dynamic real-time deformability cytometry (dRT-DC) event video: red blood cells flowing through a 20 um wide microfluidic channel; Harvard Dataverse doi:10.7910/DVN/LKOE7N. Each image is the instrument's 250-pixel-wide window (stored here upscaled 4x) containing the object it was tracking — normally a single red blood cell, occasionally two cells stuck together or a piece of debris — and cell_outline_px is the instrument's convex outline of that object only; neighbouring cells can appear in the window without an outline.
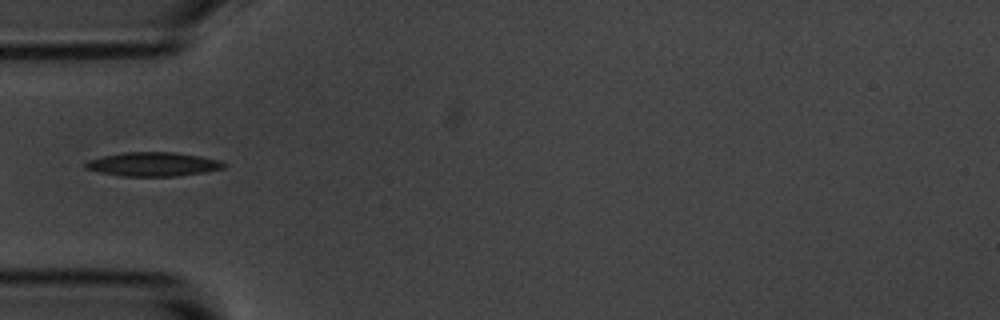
{"species": "common noctule bat (a hibernating species)", "species_latin": "Nyctalus noctula", "temperature_condition": "room temperature", "stored_images_in_passage": 8, "camera_frame_rate_fps": 3000, "um_per_image_px": 0.085, "animal": {"sex": "male", "body_mass_g": 20.1, "forearm_length_mm": 53.5}, "frame": {"image": 1, "passage_image": 5, "time_ms": 4.667, "image_size_px": [1000, 320], "cell_outline_px": [[228, 164], [224, 168], [204, 172], [176, 176], [120, 176], [100, 172], [84, 168], [84, 164], [88, 160], [104, 156], [124, 152], [172, 152], [200, 156], [220, 160]], "centroid_in_image_um": [13.02, 13.96], "position_along_channel_um": 72.0, "area_um2": 19.31}}
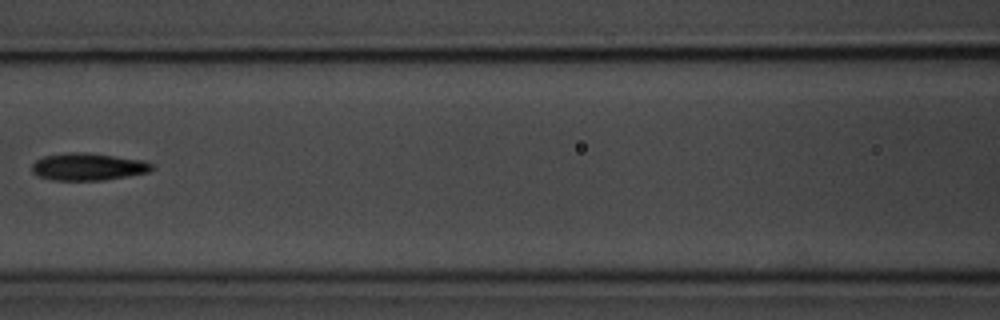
{"frame": {"image": 2, "passage_image": 7, "time_ms": 7.0, "image_size_px": [1000, 320], "cell_outline_px": [[156, 168], [148, 172], [104, 180], [52, 180], [40, 176], [32, 172], [32, 164], [36, 160], [44, 156], [68, 152], [84, 152], [144, 160], [152, 164]], "centroid_in_image_um": [7.49, 14.17], "position_along_channel_um": 159.1, "area_um2": 19.02}}
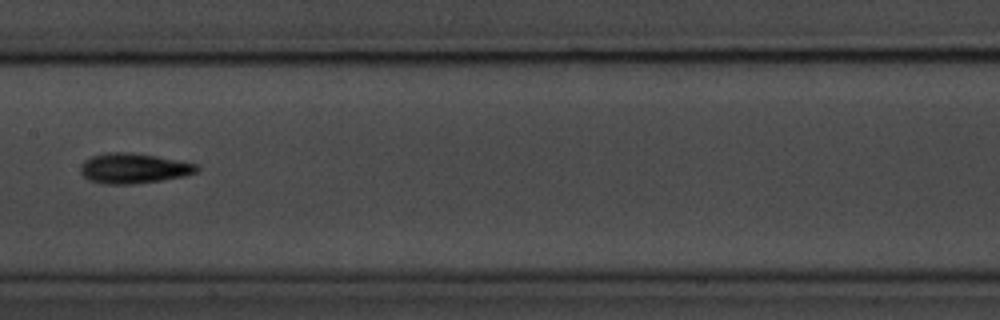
{"frame": {"image": 3, "passage_image": 8, "time_ms": 8.0, "image_size_px": [1000, 320], "cell_outline_px": [[200, 168], [196, 172], [180, 176], [160, 180], [132, 184], [104, 184], [88, 180], [80, 172], [80, 164], [84, 160], [92, 156], [108, 152], [132, 152], [156, 156], [196, 164]], "centroid_in_image_um": [11.29, 14.3], "position_along_channel_um": 196.1, "area_um2": 20.29}}